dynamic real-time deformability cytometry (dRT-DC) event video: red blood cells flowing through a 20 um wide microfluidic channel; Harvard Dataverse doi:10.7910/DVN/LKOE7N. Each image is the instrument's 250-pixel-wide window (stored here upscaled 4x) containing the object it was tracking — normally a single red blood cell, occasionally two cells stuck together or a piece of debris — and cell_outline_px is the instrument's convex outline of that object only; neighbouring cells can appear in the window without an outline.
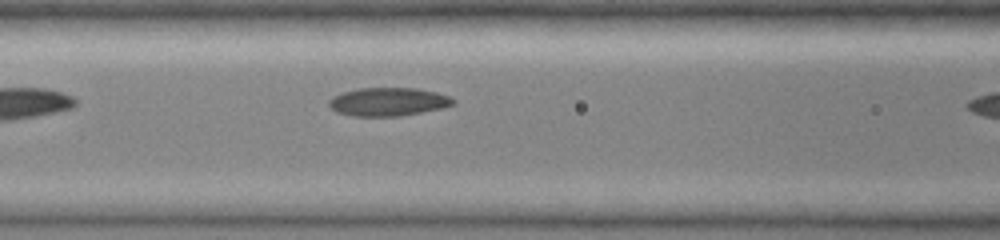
{"species": "common noctule bat (a hibernating species)", "species_latin": "Nyctalus noctula", "temperature_condition": "cold", "stored_images_in_passage": 7, "camera_frame_rate_fps": 3000, "um_per_image_px": 0.085, "animal": {"sex": "female", "body_mass_g": 19.0, "forearm_length_mm": 51.5}, "frame": {"image": 1, "passage_image": 6, "time_ms": 1.667, "image_size_px": [1000, 240], "cell_outline_px": [[456, 104], [440, 108], [400, 116], [352, 116], [336, 112], [328, 104], [328, 100], [332, 96], [344, 92], [360, 88], [416, 88], [436, 92], [448, 96], [456, 100]], "centroid_in_image_um": [32.98, 8.65], "position_along_channel_um": 133.6, "area_um2": 20.46}}